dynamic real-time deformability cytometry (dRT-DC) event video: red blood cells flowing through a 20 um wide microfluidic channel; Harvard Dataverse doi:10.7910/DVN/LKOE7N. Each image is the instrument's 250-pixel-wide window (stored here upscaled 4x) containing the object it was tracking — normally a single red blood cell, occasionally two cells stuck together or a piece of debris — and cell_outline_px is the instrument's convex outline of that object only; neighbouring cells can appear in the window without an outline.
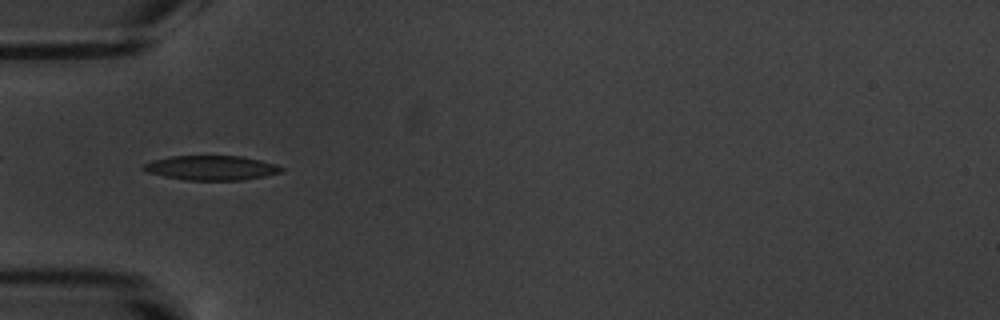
{"species": "common noctule bat (a hibernating species)", "species_latin": "Nyctalus noctula", "temperature_condition": "warm", "stored_images_in_passage": 4, "camera_frame_rate_fps": 3000, "um_per_image_px": 0.085, "animal": {"sex": "male", "body_mass_g": 20.1, "forearm_length_mm": 53.5}, "frame": {"image": 1, "passage_image": 4, "time_ms": 4.667, "image_size_px": [1000, 320], "cell_outline_px": [[284, 172], [244, 180], [184, 180], [164, 176], [148, 172], [144, 168], [144, 164], [152, 160], [172, 156], [240, 156], [260, 160], [276, 164], [284, 168]], "centroid_in_image_um": [18.01, 14.27], "position_along_channel_um": 67.0, "area_um2": 19.65}}